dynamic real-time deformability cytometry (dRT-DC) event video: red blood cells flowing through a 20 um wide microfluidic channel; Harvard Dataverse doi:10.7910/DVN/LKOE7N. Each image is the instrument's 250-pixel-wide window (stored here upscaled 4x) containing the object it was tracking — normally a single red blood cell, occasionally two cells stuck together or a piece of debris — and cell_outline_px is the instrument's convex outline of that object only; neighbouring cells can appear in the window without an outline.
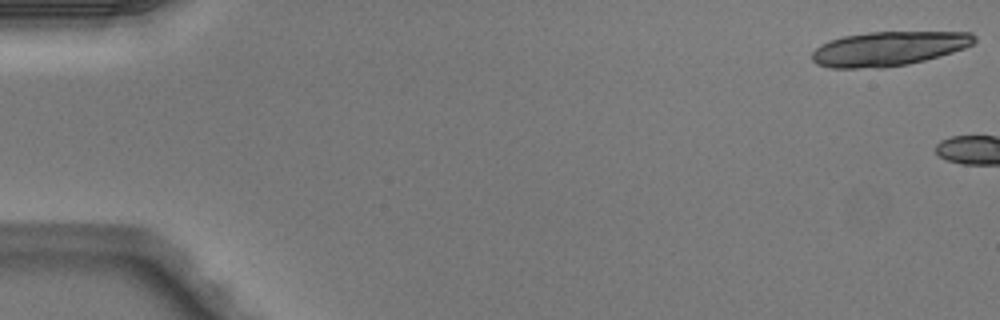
{"species": "Egyptian fruit bat (a non-hibernating species)", "species_latin": "Rousettus aegyptiacus", "temperature_condition": "warm", "stored_images_in_passage": 2, "camera_frame_rate_fps": 3000, "um_per_image_px": 0.085, "animal": {"sex": "male"}, "frame": {"image": 1, "passage_image": 1, "time_ms": 0.0, "image_size_px": [1000, 320], "cell_outline_px": [[976, 40], [972, 44], [964, 48], [952, 52], [924, 60], [908, 64], [884, 68], [828, 68], [816, 64], [812, 60], [812, 52], [820, 44], [828, 40], [844, 36], [868, 32], [972, 32], [976, 36]], "centroid_in_image_um": [75.49, 4.14], "position_along_channel_um": 9.5, "area_um2": 32.66}}